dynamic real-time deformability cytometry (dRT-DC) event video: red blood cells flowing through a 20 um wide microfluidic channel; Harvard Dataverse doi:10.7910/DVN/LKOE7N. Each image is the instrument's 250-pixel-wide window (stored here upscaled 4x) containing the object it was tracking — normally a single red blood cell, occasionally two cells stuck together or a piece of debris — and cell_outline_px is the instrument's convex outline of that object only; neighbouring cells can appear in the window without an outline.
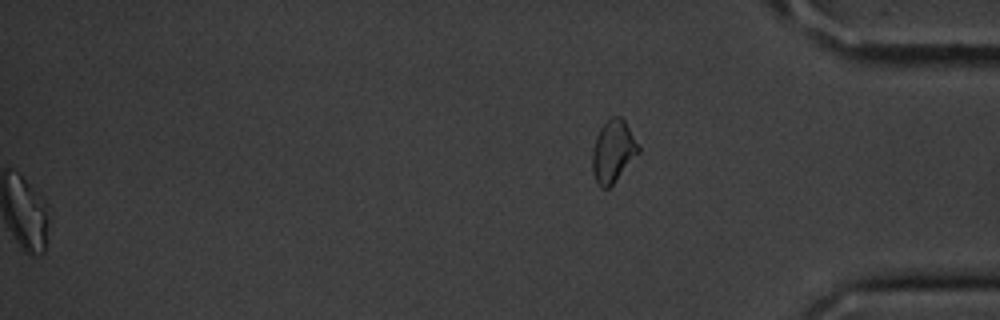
{"species": "common noctule bat (a hibernating species)", "species_latin": "Nyctalus noctula", "temperature_condition": "cold", "stored_images_in_passage": 57, "segment_of_instrument_passage": [2, 2], "camera_frame_rate_fps": 3000, "um_per_image_px": 0.085, "animal": {"sex": "male", "body_mass_g": 20.1, "forearm_length_mm": 53.5}, "frame": {"image": 1, "passage_image": 57, "time_ms": 18.667, "image_size_px": [1000, 320], "cell_outline_px": [[640, 152], [616, 180], [608, 188], [600, 188], [596, 184], [592, 172], [592, 148], [596, 136], [600, 128], [612, 116], [620, 116], [624, 120], [640, 148]], "centroid_in_image_um": [52.09, 12.88], "position_along_channel_um": 383.1, "area_um2": 16.7}}